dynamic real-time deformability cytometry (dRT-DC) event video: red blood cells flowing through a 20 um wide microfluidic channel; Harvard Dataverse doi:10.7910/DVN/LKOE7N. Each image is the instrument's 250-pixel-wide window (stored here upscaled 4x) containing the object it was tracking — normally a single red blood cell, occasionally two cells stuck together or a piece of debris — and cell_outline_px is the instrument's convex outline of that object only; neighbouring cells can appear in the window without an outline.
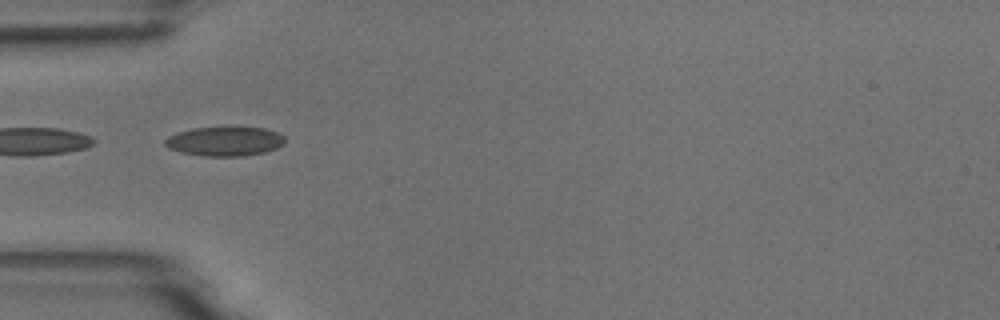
{"species": "common noctule bat (a hibernating species)", "species_latin": "Nyctalus noctula", "temperature_condition": "room temperature", "stored_images_in_passage": 15, "camera_frame_rate_fps": 3000, "um_per_image_px": 0.085, "animal": {"sex": "male", "body_mass_g": 18.8}, "frame": {"image": 1, "passage_image": 1, "time_ms": 0.0, "image_size_px": [1000, 320], "cell_outline_px": [[284, 144], [276, 148], [264, 152], [244, 156], [204, 156], [180, 152], [168, 148], [164, 144], [164, 140], [168, 136], [176, 132], [192, 128], [264, 128], [276, 132], [284, 136]], "centroid_in_image_um": [19.07, 12.02], "position_along_channel_um": 65.9, "area_um2": 20.35}}